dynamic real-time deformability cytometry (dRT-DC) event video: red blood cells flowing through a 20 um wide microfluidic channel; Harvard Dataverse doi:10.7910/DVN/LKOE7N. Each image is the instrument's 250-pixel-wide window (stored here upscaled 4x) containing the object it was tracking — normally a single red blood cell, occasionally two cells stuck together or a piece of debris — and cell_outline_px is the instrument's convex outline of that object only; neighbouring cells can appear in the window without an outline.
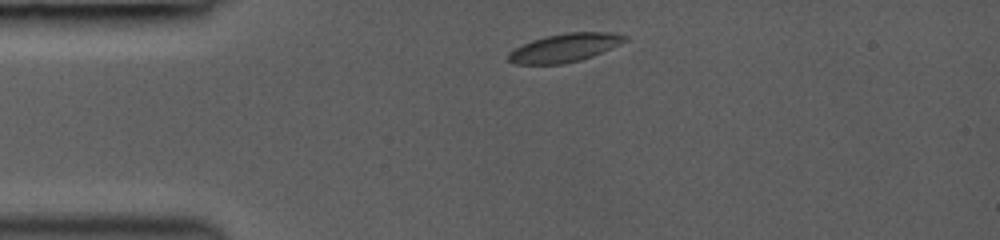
{"species": "common noctule bat (a hibernating species)", "species_latin": "Nyctalus noctula", "temperature_condition": "room temperature", "stored_images_in_passage": 5, "segment_of_instrument_passage": [2, 2], "camera_frame_rate_fps": 3000, "um_per_image_px": 0.085, "animal": {"sex": "female", "body_mass_g": 19.0, "forearm_length_mm": 53.3}, "frame": {"image": 1, "passage_image": 5, "time_ms": 2.333, "image_size_px": [1000, 240], "cell_outline_px": [[628, 40], [620, 44], [592, 56], [580, 60], [564, 64], [512, 64], [508, 60], [508, 52], [532, 40], [544, 36], [568, 32], [612, 32], [628, 36]], "centroid_in_image_um": [48.0, 4.06], "position_along_channel_um": 37.0, "area_um2": 19.31}}